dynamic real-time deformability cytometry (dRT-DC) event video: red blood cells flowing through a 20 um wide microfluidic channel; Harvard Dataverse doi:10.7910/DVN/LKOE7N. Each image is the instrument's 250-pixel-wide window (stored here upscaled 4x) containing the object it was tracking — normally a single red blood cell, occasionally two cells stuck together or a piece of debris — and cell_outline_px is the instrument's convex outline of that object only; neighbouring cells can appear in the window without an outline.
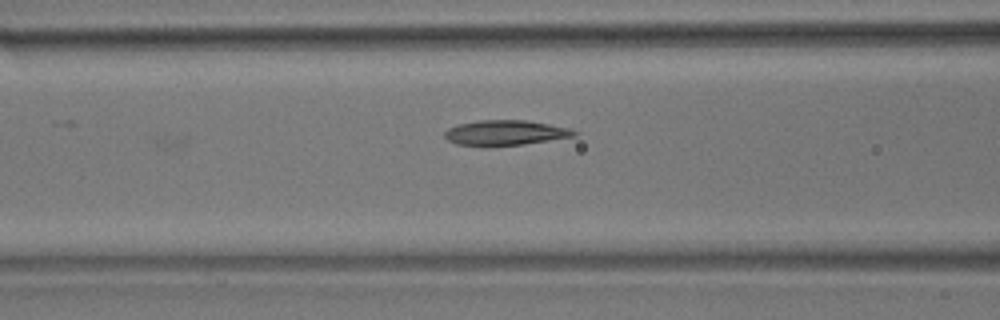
{"species": "common noctule bat (a hibernating species)", "species_latin": "Nyctalus noctula", "temperature_condition": "room temperature", "stored_images_in_passage": 4, "camera_frame_rate_fps": 3000, "um_per_image_px": 0.085, "animal": {"sex": "male", "body_mass_g": 17.9}, "frame": {"image": 1, "passage_image": 4, "time_ms": 1.0, "image_size_px": [1000, 320], "cell_outline_px": [[580, 132], [576, 136], [524, 144], [488, 148], [484, 148], [456, 144], [448, 140], [444, 136], [444, 132], [448, 128], [456, 124], [476, 120], [528, 120], [572, 128]], "centroid_in_image_um": [42.94, 11.3], "position_along_channel_um": 123.7, "area_um2": 19.77}}